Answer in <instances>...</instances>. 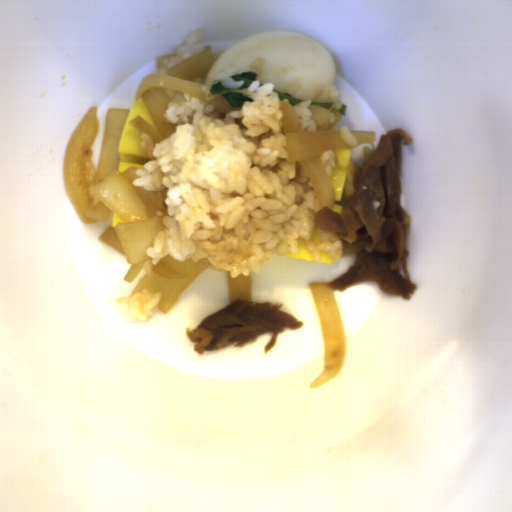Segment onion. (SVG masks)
Returning a JSON list of instances; mask_svg holds the SVG:
<instances>
[{"label":"onion","mask_w":512,"mask_h":512,"mask_svg":"<svg viewBox=\"0 0 512 512\" xmlns=\"http://www.w3.org/2000/svg\"><path fill=\"white\" fill-rule=\"evenodd\" d=\"M129 109L109 108L105 115L98 163L93 142L100 130L98 107L89 106L68 138L63 155V179L73 209L84 224L105 223L110 214L123 222L110 225L100 242L125 256L129 269L123 280L139 277L146 255L157 233L165 230L162 219L169 216L164 199L168 188L147 191L133 184L139 169L131 166L119 172L118 146Z\"/></svg>","instance_id":"06740285"},{"label":"onion","mask_w":512,"mask_h":512,"mask_svg":"<svg viewBox=\"0 0 512 512\" xmlns=\"http://www.w3.org/2000/svg\"><path fill=\"white\" fill-rule=\"evenodd\" d=\"M215 61L211 45H208L201 52L167 70L169 75L156 72L144 76L137 87L135 101L142 100L154 126L140 115L129 120V124L140 134H147L156 144L173 134L176 124L170 123L164 115L172 100L165 88L186 93L202 101L204 106H214L225 114L241 110V107H231L222 95L207 100L203 92L205 84L192 81L207 77Z\"/></svg>","instance_id":"6bf65262"},{"label":"onion","mask_w":512,"mask_h":512,"mask_svg":"<svg viewBox=\"0 0 512 512\" xmlns=\"http://www.w3.org/2000/svg\"><path fill=\"white\" fill-rule=\"evenodd\" d=\"M316 131H302L298 117L289 100H280L278 110L282 113V132L285 136L287 160L297 162L311 184L320 210L335 207L336 196L331 179L322 163L321 156L325 150L351 149L342 138L338 123L341 115L332 112L335 119L330 121V110L309 104Z\"/></svg>","instance_id":"55239325"},{"label":"onion","mask_w":512,"mask_h":512,"mask_svg":"<svg viewBox=\"0 0 512 512\" xmlns=\"http://www.w3.org/2000/svg\"><path fill=\"white\" fill-rule=\"evenodd\" d=\"M328 283L331 282L309 283L323 341V370L309 384L312 389H316L338 376L346 360L347 341L344 323L336 303L335 291L327 286Z\"/></svg>","instance_id":"23ac38db"},{"label":"onion","mask_w":512,"mask_h":512,"mask_svg":"<svg viewBox=\"0 0 512 512\" xmlns=\"http://www.w3.org/2000/svg\"><path fill=\"white\" fill-rule=\"evenodd\" d=\"M211 266L214 265L208 258L193 261L192 257L185 261H178L168 254L151 266L152 274H145L136 283L130 296L143 290H148L149 293H161L157 308L166 316L187 288Z\"/></svg>","instance_id":"2ce2d468"},{"label":"onion","mask_w":512,"mask_h":512,"mask_svg":"<svg viewBox=\"0 0 512 512\" xmlns=\"http://www.w3.org/2000/svg\"><path fill=\"white\" fill-rule=\"evenodd\" d=\"M230 273L231 271L226 270L228 305L236 300L252 302L253 278L251 274L248 276L241 274L235 278H231Z\"/></svg>","instance_id":"275d332c"},{"label":"onion","mask_w":512,"mask_h":512,"mask_svg":"<svg viewBox=\"0 0 512 512\" xmlns=\"http://www.w3.org/2000/svg\"><path fill=\"white\" fill-rule=\"evenodd\" d=\"M361 166L357 165L353 160H349L347 166H338L337 170L346 173L345 187L342 193L344 200H349L356 194L355 177L360 171Z\"/></svg>","instance_id":"25a0d678"},{"label":"onion","mask_w":512,"mask_h":512,"mask_svg":"<svg viewBox=\"0 0 512 512\" xmlns=\"http://www.w3.org/2000/svg\"><path fill=\"white\" fill-rule=\"evenodd\" d=\"M353 136L357 140V144H371L372 149H375L374 142L376 140L377 132L374 131H361L350 129Z\"/></svg>","instance_id":"bf0cefb9"},{"label":"onion","mask_w":512,"mask_h":512,"mask_svg":"<svg viewBox=\"0 0 512 512\" xmlns=\"http://www.w3.org/2000/svg\"><path fill=\"white\" fill-rule=\"evenodd\" d=\"M174 56H178L176 53H170V54H166V55H161V56H156L155 60H156V69H159L161 68L162 66V63L164 62L165 59H169L171 57H174Z\"/></svg>","instance_id":"9b606d95"}]
</instances>
